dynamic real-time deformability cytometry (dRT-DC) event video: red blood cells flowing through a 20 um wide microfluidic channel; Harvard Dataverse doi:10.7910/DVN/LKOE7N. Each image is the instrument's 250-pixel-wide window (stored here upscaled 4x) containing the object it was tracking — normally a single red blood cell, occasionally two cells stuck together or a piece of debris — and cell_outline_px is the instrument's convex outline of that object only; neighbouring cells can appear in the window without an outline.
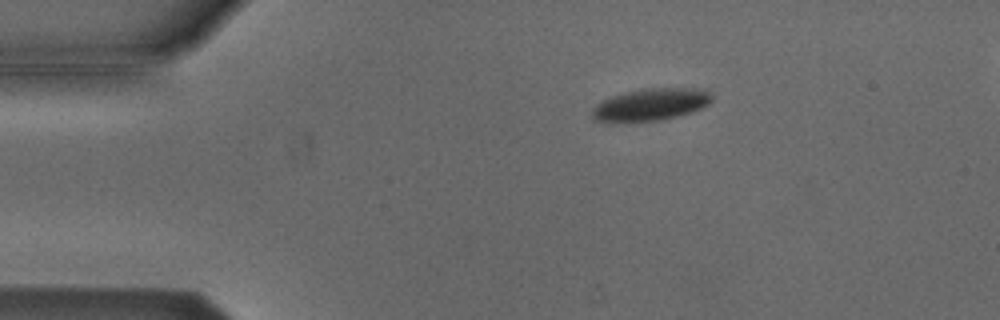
{"species": "Egyptian fruit bat (a non-hibernating species)", "species_latin": "Rousettus aegyptiacus", "temperature_condition": "cold", "stored_images_in_passage": 8, "camera_frame_rate_fps": 3000, "um_per_image_px": 0.085, "animal": {"sex": "male"}, "frame": {"image": 1, "passage_image": 2, "time_ms": 0.333, "image_size_px": [1000, 320], "cell_outline_px": [[712, 100], [708, 104], [700, 108], [676, 116], [660, 120], [608, 124], [592, 120], [592, 108], [596, 104], [608, 96], [624, 92], [648, 88], [708, 88], [712, 92]], "centroid_in_image_um": [55.24, 8.9], "position_along_channel_um": 29.8, "area_um2": 23.12}}
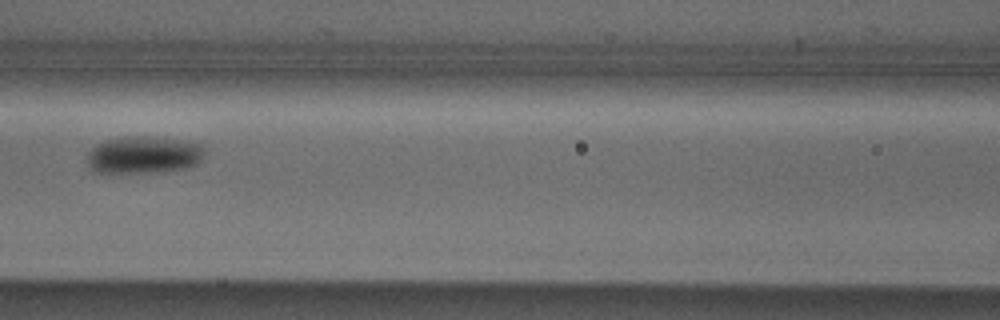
{"frame": {"image": 2, "passage_image": 6, "time_ms": 1.667, "image_size_px": [1000, 320], "cell_outline_px": [[204, 152], [200, 160], [196, 164], [184, 168], [156, 172], [96, 172], [88, 164], [88, 152], [96, 144], [104, 140], [124, 136], [144, 136], [188, 140], [204, 144]], "centroid_in_image_um": [12.24, 13.13], "position_along_channel_um": 154.4, "area_um2": 25.61}}
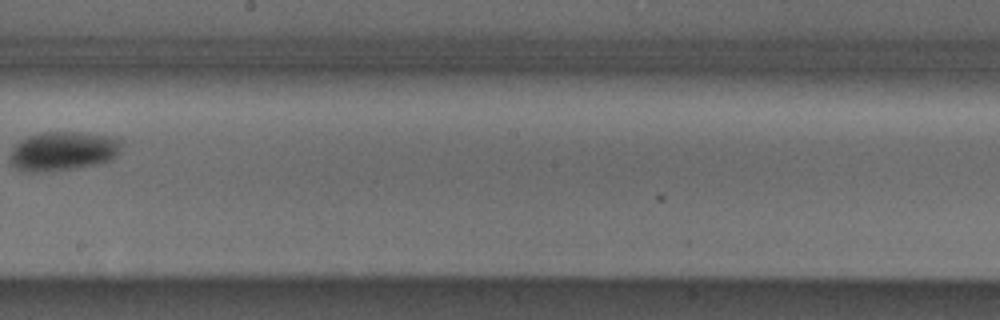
{"frame": {"image": 3, "passage_image": 8, "time_ms": 2.333, "image_size_px": [1000, 320], "cell_outline_px": [[124, 140], [120, 152], [116, 156], [108, 160], [96, 164], [72, 168], [44, 172], [24, 172], [16, 168], [12, 164], [12, 148], [20, 140], [28, 136], [44, 132], [80, 132], [108, 136]], "centroid_in_image_um": [5.38, 12.83], "position_along_channel_um": 242.8, "area_um2": 25.32}}